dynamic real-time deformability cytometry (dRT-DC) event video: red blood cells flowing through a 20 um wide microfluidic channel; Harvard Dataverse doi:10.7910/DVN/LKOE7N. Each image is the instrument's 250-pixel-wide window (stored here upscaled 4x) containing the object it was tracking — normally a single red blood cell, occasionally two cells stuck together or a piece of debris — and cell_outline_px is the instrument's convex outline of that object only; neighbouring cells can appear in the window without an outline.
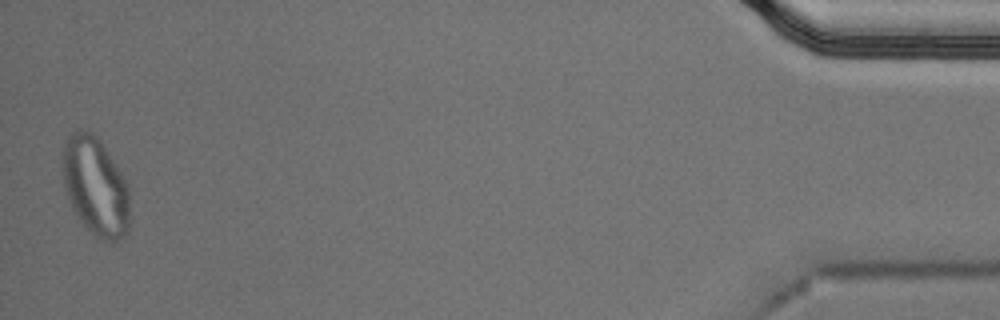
{"species": "Egyptian fruit bat (a non-hibernating species)", "species_latin": "Rousettus aegyptiacus", "temperature_condition": "cold", "stored_images_in_passage": 55, "segment_of_instrument_passage": [2, 2], "camera_frame_rate_fps": 3000, "um_per_image_px": 0.085, "animal": {"sex": "male"}, "frame": {"image": 1, "passage_image": 54, "time_ms": 17.667, "image_size_px": [1000, 320], "cell_outline_px": [[128, 232], [124, 236], [112, 244], [96, 236], [84, 224], [76, 212], [64, 188], [60, 164], [60, 152], [68, 136], [76, 128], [80, 128], [92, 132], [100, 140], [128, 184]], "centroid_in_image_um": [8.07, 15.78], "position_along_channel_um": 427.1, "area_um2": 38.73}}